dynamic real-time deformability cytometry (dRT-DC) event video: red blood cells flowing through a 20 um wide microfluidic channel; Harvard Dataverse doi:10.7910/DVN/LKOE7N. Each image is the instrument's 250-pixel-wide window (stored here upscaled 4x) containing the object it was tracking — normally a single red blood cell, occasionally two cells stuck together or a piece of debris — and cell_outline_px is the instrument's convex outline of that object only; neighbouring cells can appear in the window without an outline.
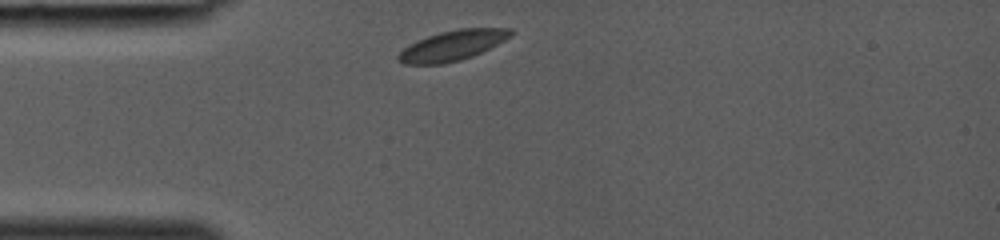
{"species": "common noctule bat (a hibernating species)", "species_latin": "Nyctalus noctula", "temperature_condition": "room temperature", "stored_images_in_passage": 24, "camera_frame_rate_fps": 3000, "um_per_image_px": 0.085, "animal": {"sex": "female", "body_mass_g": 19.0, "forearm_length_mm": 53.3}, "frame": {"image": 1, "passage_image": 1, "time_ms": 0.0, "image_size_px": [1000, 240], "cell_outline_px": [[516, 32], [512, 36], [472, 56], [460, 60], [444, 64], [404, 64], [396, 60], [396, 56], [404, 48], [428, 36], [440, 32], [460, 28], [512, 28]], "centroid_in_image_um": [38.48, 3.86], "position_along_channel_um": 46.5, "area_um2": 19.59}}
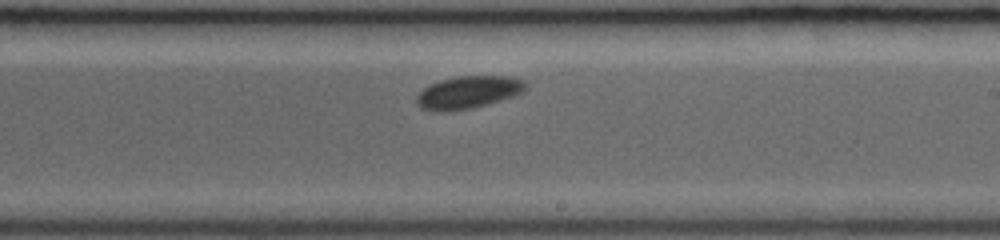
{"frame": {"image": 2, "passage_image": 14, "time_ms": 4.333, "image_size_px": [1000, 240], "cell_outline_px": [[528, 84], [520, 92], [512, 96], [500, 100], [472, 108], [444, 112], [436, 112], [420, 108], [416, 104], [416, 96], [424, 88], [440, 80], [456, 76], [512, 76], [524, 80]], "centroid_in_image_um": [39.76, 7.85], "position_along_channel_um": 249.2, "area_um2": 20.63}}
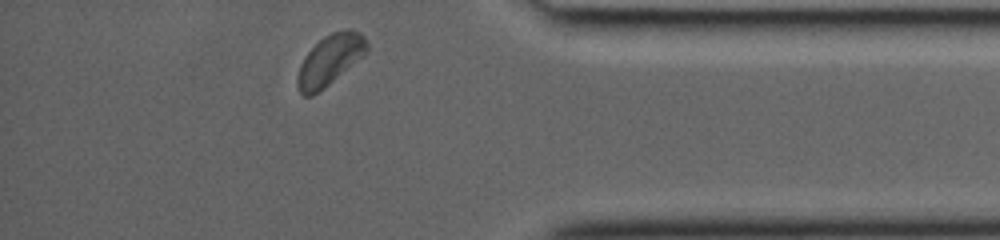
{"frame": {"image": 3, "passage_image": 24, "time_ms": 7.667, "image_size_px": [1000, 240], "cell_outline_px": [[368, 52], [364, 56], [324, 88], [312, 96], [304, 96], [300, 92], [296, 84], [296, 80], [300, 64], [304, 56], [324, 36], [332, 32], [348, 28], [352, 28], [360, 32], [368, 40]], "centroid_in_image_um": [28.07, 5.08], "position_along_channel_um": 407.1, "area_um2": 20.63}}